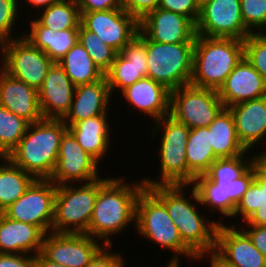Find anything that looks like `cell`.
<instances>
[{"mask_svg":"<svg viewBox=\"0 0 266 267\" xmlns=\"http://www.w3.org/2000/svg\"><path fill=\"white\" fill-rule=\"evenodd\" d=\"M123 9L141 21L148 13L159 8L160 0H121Z\"/></svg>","mask_w":266,"mask_h":267,"instance_id":"7bdbcfd3","label":"cell"},{"mask_svg":"<svg viewBox=\"0 0 266 267\" xmlns=\"http://www.w3.org/2000/svg\"><path fill=\"white\" fill-rule=\"evenodd\" d=\"M0 267H35V255L0 253Z\"/></svg>","mask_w":266,"mask_h":267,"instance_id":"f6af8a7d","label":"cell"},{"mask_svg":"<svg viewBox=\"0 0 266 267\" xmlns=\"http://www.w3.org/2000/svg\"><path fill=\"white\" fill-rule=\"evenodd\" d=\"M19 2L18 0H0V45L18 38L17 35L12 36V33H14L15 21L17 20L18 23L17 17H20L18 16V10L21 9Z\"/></svg>","mask_w":266,"mask_h":267,"instance_id":"ab89813d","label":"cell"},{"mask_svg":"<svg viewBox=\"0 0 266 267\" xmlns=\"http://www.w3.org/2000/svg\"><path fill=\"white\" fill-rule=\"evenodd\" d=\"M237 227L224 223L218 225L214 251L234 267H266V257Z\"/></svg>","mask_w":266,"mask_h":267,"instance_id":"d6986e66","label":"cell"},{"mask_svg":"<svg viewBox=\"0 0 266 267\" xmlns=\"http://www.w3.org/2000/svg\"><path fill=\"white\" fill-rule=\"evenodd\" d=\"M224 107L266 96V83L245 57L217 91Z\"/></svg>","mask_w":266,"mask_h":267,"instance_id":"44dd1931","label":"cell"},{"mask_svg":"<svg viewBox=\"0 0 266 267\" xmlns=\"http://www.w3.org/2000/svg\"><path fill=\"white\" fill-rule=\"evenodd\" d=\"M29 124L0 105V157H7L17 146Z\"/></svg>","mask_w":266,"mask_h":267,"instance_id":"e575fe53","label":"cell"},{"mask_svg":"<svg viewBox=\"0 0 266 267\" xmlns=\"http://www.w3.org/2000/svg\"><path fill=\"white\" fill-rule=\"evenodd\" d=\"M57 185L50 179H35L13 204L3 213L16 221L40 227L51 232Z\"/></svg>","mask_w":266,"mask_h":267,"instance_id":"7c38bea8","label":"cell"},{"mask_svg":"<svg viewBox=\"0 0 266 267\" xmlns=\"http://www.w3.org/2000/svg\"><path fill=\"white\" fill-rule=\"evenodd\" d=\"M190 186L192 185L176 184L146 187L165 204L182 242L197 256L215 250L217 228L222 221H209L201 217L196 208L198 206L184 195L186 187Z\"/></svg>","mask_w":266,"mask_h":267,"instance_id":"7a4b0ae2","label":"cell"},{"mask_svg":"<svg viewBox=\"0 0 266 267\" xmlns=\"http://www.w3.org/2000/svg\"><path fill=\"white\" fill-rule=\"evenodd\" d=\"M248 158L245 154L231 158H217L205 175L210 180H236L242 176L255 162L256 152Z\"/></svg>","mask_w":266,"mask_h":267,"instance_id":"8d00e7d4","label":"cell"},{"mask_svg":"<svg viewBox=\"0 0 266 267\" xmlns=\"http://www.w3.org/2000/svg\"><path fill=\"white\" fill-rule=\"evenodd\" d=\"M166 267H180V264H166Z\"/></svg>","mask_w":266,"mask_h":267,"instance_id":"816d5d0a","label":"cell"},{"mask_svg":"<svg viewBox=\"0 0 266 267\" xmlns=\"http://www.w3.org/2000/svg\"><path fill=\"white\" fill-rule=\"evenodd\" d=\"M243 231L251 239L253 245L266 257V226L248 225Z\"/></svg>","mask_w":266,"mask_h":267,"instance_id":"bcb514c9","label":"cell"},{"mask_svg":"<svg viewBox=\"0 0 266 267\" xmlns=\"http://www.w3.org/2000/svg\"><path fill=\"white\" fill-rule=\"evenodd\" d=\"M58 64L75 86L91 84L104 77V73L94 64L79 41L58 61Z\"/></svg>","mask_w":266,"mask_h":267,"instance_id":"4dcf8cb0","label":"cell"},{"mask_svg":"<svg viewBox=\"0 0 266 267\" xmlns=\"http://www.w3.org/2000/svg\"><path fill=\"white\" fill-rule=\"evenodd\" d=\"M135 224L143 238L174 252V257L167 264H179L181 255L195 259L196 255L182 242L165 204L148 187L138 196Z\"/></svg>","mask_w":266,"mask_h":267,"instance_id":"5b68a950","label":"cell"},{"mask_svg":"<svg viewBox=\"0 0 266 267\" xmlns=\"http://www.w3.org/2000/svg\"><path fill=\"white\" fill-rule=\"evenodd\" d=\"M0 213L13 204L35 178L20 167L14 165L7 157H0Z\"/></svg>","mask_w":266,"mask_h":267,"instance_id":"1f68e13d","label":"cell"},{"mask_svg":"<svg viewBox=\"0 0 266 267\" xmlns=\"http://www.w3.org/2000/svg\"><path fill=\"white\" fill-rule=\"evenodd\" d=\"M227 108L233 116L239 142L252 152L250 149L266 137V96Z\"/></svg>","mask_w":266,"mask_h":267,"instance_id":"d4e9b609","label":"cell"},{"mask_svg":"<svg viewBox=\"0 0 266 267\" xmlns=\"http://www.w3.org/2000/svg\"><path fill=\"white\" fill-rule=\"evenodd\" d=\"M155 129L152 131V138L156 132L161 130L159 158L160 170L159 180L144 177L146 186L154 185H191L195 175L188 169L186 160V146L190 128L179 123L172 116L168 115L155 121ZM160 126V127H159ZM162 127V128H161ZM163 131V132H162ZM162 139V140H161Z\"/></svg>","mask_w":266,"mask_h":267,"instance_id":"8992f818","label":"cell"},{"mask_svg":"<svg viewBox=\"0 0 266 267\" xmlns=\"http://www.w3.org/2000/svg\"><path fill=\"white\" fill-rule=\"evenodd\" d=\"M139 30L158 43H194L196 25L187 17L157 8L139 21Z\"/></svg>","mask_w":266,"mask_h":267,"instance_id":"ac0fdd59","label":"cell"},{"mask_svg":"<svg viewBox=\"0 0 266 267\" xmlns=\"http://www.w3.org/2000/svg\"><path fill=\"white\" fill-rule=\"evenodd\" d=\"M35 267H67L57 263H53L46 259L41 253L35 255Z\"/></svg>","mask_w":266,"mask_h":267,"instance_id":"c3c4849f","label":"cell"},{"mask_svg":"<svg viewBox=\"0 0 266 267\" xmlns=\"http://www.w3.org/2000/svg\"><path fill=\"white\" fill-rule=\"evenodd\" d=\"M108 113L81 120L70 125L68 130L76 138L78 144L98 162L109 152L110 125ZM101 159V160H100Z\"/></svg>","mask_w":266,"mask_h":267,"instance_id":"4316f807","label":"cell"},{"mask_svg":"<svg viewBox=\"0 0 266 267\" xmlns=\"http://www.w3.org/2000/svg\"><path fill=\"white\" fill-rule=\"evenodd\" d=\"M110 178L99 177L87 183L57 186L51 232L86 234L99 189Z\"/></svg>","mask_w":266,"mask_h":267,"instance_id":"52a82bcc","label":"cell"},{"mask_svg":"<svg viewBox=\"0 0 266 267\" xmlns=\"http://www.w3.org/2000/svg\"><path fill=\"white\" fill-rule=\"evenodd\" d=\"M111 247V245H105L86 267H125L127 264L124 263V257L121 253L111 252L109 250Z\"/></svg>","mask_w":266,"mask_h":267,"instance_id":"b9f144b4","label":"cell"},{"mask_svg":"<svg viewBox=\"0 0 266 267\" xmlns=\"http://www.w3.org/2000/svg\"><path fill=\"white\" fill-rule=\"evenodd\" d=\"M247 225L266 226V172L254 163V180L237 204L233 217L240 216Z\"/></svg>","mask_w":266,"mask_h":267,"instance_id":"f1b7e54d","label":"cell"},{"mask_svg":"<svg viewBox=\"0 0 266 267\" xmlns=\"http://www.w3.org/2000/svg\"><path fill=\"white\" fill-rule=\"evenodd\" d=\"M123 177H110L99 189L87 235L104 240L102 244L112 245V235L123 232L136 221L137 199L146 187L143 180L134 184L124 183ZM139 183V184H138Z\"/></svg>","mask_w":266,"mask_h":267,"instance_id":"6da1fadb","label":"cell"},{"mask_svg":"<svg viewBox=\"0 0 266 267\" xmlns=\"http://www.w3.org/2000/svg\"><path fill=\"white\" fill-rule=\"evenodd\" d=\"M0 105L30 124L43 119L38 91L0 70Z\"/></svg>","mask_w":266,"mask_h":267,"instance_id":"7402d4cb","label":"cell"},{"mask_svg":"<svg viewBox=\"0 0 266 267\" xmlns=\"http://www.w3.org/2000/svg\"><path fill=\"white\" fill-rule=\"evenodd\" d=\"M75 87L58 62H54L38 90L43 119H63L70 110Z\"/></svg>","mask_w":266,"mask_h":267,"instance_id":"ffe728a7","label":"cell"},{"mask_svg":"<svg viewBox=\"0 0 266 267\" xmlns=\"http://www.w3.org/2000/svg\"><path fill=\"white\" fill-rule=\"evenodd\" d=\"M240 9L243 23L251 33L266 32V0H240Z\"/></svg>","mask_w":266,"mask_h":267,"instance_id":"f35d334b","label":"cell"},{"mask_svg":"<svg viewBox=\"0 0 266 267\" xmlns=\"http://www.w3.org/2000/svg\"><path fill=\"white\" fill-rule=\"evenodd\" d=\"M207 255V257H206ZM204 257V258H203ZM201 258L203 259H210V267H234L228 262H226L223 258H221L215 251H210L207 253H202L199 254L195 257V260H200Z\"/></svg>","mask_w":266,"mask_h":267,"instance_id":"7dc6e473","label":"cell"},{"mask_svg":"<svg viewBox=\"0 0 266 267\" xmlns=\"http://www.w3.org/2000/svg\"><path fill=\"white\" fill-rule=\"evenodd\" d=\"M58 0H26L29 5L32 6V8L36 9H44L49 7L51 4L56 3Z\"/></svg>","mask_w":266,"mask_h":267,"instance_id":"681fc988","label":"cell"},{"mask_svg":"<svg viewBox=\"0 0 266 267\" xmlns=\"http://www.w3.org/2000/svg\"><path fill=\"white\" fill-rule=\"evenodd\" d=\"M111 98L105 76L97 82L76 86L70 110L62 120L69 127L81 120L108 113Z\"/></svg>","mask_w":266,"mask_h":267,"instance_id":"cb8c5ba5","label":"cell"},{"mask_svg":"<svg viewBox=\"0 0 266 267\" xmlns=\"http://www.w3.org/2000/svg\"><path fill=\"white\" fill-rule=\"evenodd\" d=\"M120 93L130 107L154 118V122L170 115L171 91L149 77L136 81Z\"/></svg>","mask_w":266,"mask_h":267,"instance_id":"603a6c76","label":"cell"},{"mask_svg":"<svg viewBox=\"0 0 266 267\" xmlns=\"http://www.w3.org/2000/svg\"><path fill=\"white\" fill-rule=\"evenodd\" d=\"M78 41L88 52L94 64L105 74L115 60L117 52L81 24L78 30Z\"/></svg>","mask_w":266,"mask_h":267,"instance_id":"d590c367","label":"cell"},{"mask_svg":"<svg viewBox=\"0 0 266 267\" xmlns=\"http://www.w3.org/2000/svg\"><path fill=\"white\" fill-rule=\"evenodd\" d=\"M210 131V145L217 158H231L244 155L247 151L239 142L233 116L224 107L208 126Z\"/></svg>","mask_w":266,"mask_h":267,"instance_id":"f546056e","label":"cell"},{"mask_svg":"<svg viewBox=\"0 0 266 267\" xmlns=\"http://www.w3.org/2000/svg\"><path fill=\"white\" fill-rule=\"evenodd\" d=\"M80 13V24L117 53L139 32V21L123 8Z\"/></svg>","mask_w":266,"mask_h":267,"instance_id":"2e32d148","label":"cell"},{"mask_svg":"<svg viewBox=\"0 0 266 267\" xmlns=\"http://www.w3.org/2000/svg\"><path fill=\"white\" fill-rule=\"evenodd\" d=\"M250 34L243 23L240 0H201L196 35L245 40Z\"/></svg>","mask_w":266,"mask_h":267,"instance_id":"4fadbf2b","label":"cell"},{"mask_svg":"<svg viewBox=\"0 0 266 267\" xmlns=\"http://www.w3.org/2000/svg\"><path fill=\"white\" fill-rule=\"evenodd\" d=\"M194 43H158L146 37L147 77L173 91L189 85Z\"/></svg>","mask_w":266,"mask_h":267,"instance_id":"ba28073f","label":"cell"},{"mask_svg":"<svg viewBox=\"0 0 266 267\" xmlns=\"http://www.w3.org/2000/svg\"><path fill=\"white\" fill-rule=\"evenodd\" d=\"M201 0H160L159 8L181 14L195 25L200 15Z\"/></svg>","mask_w":266,"mask_h":267,"instance_id":"60d3db41","label":"cell"},{"mask_svg":"<svg viewBox=\"0 0 266 267\" xmlns=\"http://www.w3.org/2000/svg\"><path fill=\"white\" fill-rule=\"evenodd\" d=\"M45 235L38 226L0 213V253L36 255L41 252Z\"/></svg>","mask_w":266,"mask_h":267,"instance_id":"484cf974","label":"cell"},{"mask_svg":"<svg viewBox=\"0 0 266 267\" xmlns=\"http://www.w3.org/2000/svg\"><path fill=\"white\" fill-rule=\"evenodd\" d=\"M23 35L0 45V68L38 91L54 62Z\"/></svg>","mask_w":266,"mask_h":267,"instance_id":"9c48e42d","label":"cell"},{"mask_svg":"<svg viewBox=\"0 0 266 267\" xmlns=\"http://www.w3.org/2000/svg\"><path fill=\"white\" fill-rule=\"evenodd\" d=\"M40 11L35 19L42 26L56 31L79 29L81 13L76 0H58Z\"/></svg>","mask_w":266,"mask_h":267,"instance_id":"836d02e7","label":"cell"},{"mask_svg":"<svg viewBox=\"0 0 266 267\" xmlns=\"http://www.w3.org/2000/svg\"><path fill=\"white\" fill-rule=\"evenodd\" d=\"M98 242V239L87 234L49 232L43 239L40 253L53 263L67 267H86L105 246Z\"/></svg>","mask_w":266,"mask_h":267,"instance_id":"5bb4252c","label":"cell"},{"mask_svg":"<svg viewBox=\"0 0 266 267\" xmlns=\"http://www.w3.org/2000/svg\"><path fill=\"white\" fill-rule=\"evenodd\" d=\"M256 162L266 172V151L256 154Z\"/></svg>","mask_w":266,"mask_h":267,"instance_id":"f907efd6","label":"cell"},{"mask_svg":"<svg viewBox=\"0 0 266 267\" xmlns=\"http://www.w3.org/2000/svg\"><path fill=\"white\" fill-rule=\"evenodd\" d=\"M254 180V164L236 180H210L205 174L195 177L191 195L199 206H207L211 213L219 211L233 217L237 204ZM217 209V210H216Z\"/></svg>","mask_w":266,"mask_h":267,"instance_id":"8fae6325","label":"cell"},{"mask_svg":"<svg viewBox=\"0 0 266 267\" xmlns=\"http://www.w3.org/2000/svg\"><path fill=\"white\" fill-rule=\"evenodd\" d=\"M146 36L138 34L116 54L110 69L104 74L111 94L115 89L121 92L136 81L147 77Z\"/></svg>","mask_w":266,"mask_h":267,"instance_id":"e0dca14e","label":"cell"},{"mask_svg":"<svg viewBox=\"0 0 266 267\" xmlns=\"http://www.w3.org/2000/svg\"><path fill=\"white\" fill-rule=\"evenodd\" d=\"M80 12L120 9L121 0H76Z\"/></svg>","mask_w":266,"mask_h":267,"instance_id":"ee69618b","label":"cell"},{"mask_svg":"<svg viewBox=\"0 0 266 267\" xmlns=\"http://www.w3.org/2000/svg\"><path fill=\"white\" fill-rule=\"evenodd\" d=\"M67 130L62 119L31 123L7 158L35 179H50L57 163L61 138Z\"/></svg>","mask_w":266,"mask_h":267,"instance_id":"3957f363","label":"cell"},{"mask_svg":"<svg viewBox=\"0 0 266 267\" xmlns=\"http://www.w3.org/2000/svg\"><path fill=\"white\" fill-rule=\"evenodd\" d=\"M223 108L216 90L189 84L171 91L170 116L190 129L208 127Z\"/></svg>","mask_w":266,"mask_h":267,"instance_id":"30bf717a","label":"cell"},{"mask_svg":"<svg viewBox=\"0 0 266 267\" xmlns=\"http://www.w3.org/2000/svg\"><path fill=\"white\" fill-rule=\"evenodd\" d=\"M217 159L210 145L208 127L193 128L189 131L186 160L188 169L195 175H204Z\"/></svg>","mask_w":266,"mask_h":267,"instance_id":"d6a6232c","label":"cell"},{"mask_svg":"<svg viewBox=\"0 0 266 267\" xmlns=\"http://www.w3.org/2000/svg\"><path fill=\"white\" fill-rule=\"evenodd\" d=\"M30 23V31L23 36L42 50L53 62L60 61L78 42L79 29L56 31L42 26L35 19Z\"/></svg>","mask_w":266,"mask_h":267,"instance_id":"83f0119b","label":"cell"},{"mask_svg":"<svg viewBox=\"0 0 266 267\" xmlns=\"http://www.w3.org/2000/svg\"><path fill=\"white\" fill-rule=\"evenodd\" d=\"M244 57V40L196 35L190 85L218 91Z\"/></svg>","mask_w":266,"mask_h":267,"instance_id":"277c9868","label":"cell"},{"mask_svg":"<svg viewBox=\"0 0 266 267\" xmlns=\"http://www.w3.org/2000/svg\"><path fill=\"white\" fill-rule=\"evenodd\" d=\"M99 162L87 153L67 130L61 138L57 163L50 180L57 186L73 183H87L98 179Z\"/></svg>","mask_w":266,"mask_h":267,"instance_id":"9a60e30c","label":"cell"},{"mask_svg":"<svg viewBox=\"0 0 266 267\" xmlns=\"http://www.w3.org/2000/svg\"><path fill=\"white\" fill-rule=\"evenodd\" d=\"M244 57L266 83V33H251L245 38Z\"/></svg>","mask_w":266,"mask_h":267,"instance_id":"74e56055","label":"cell"}]
</instances>
